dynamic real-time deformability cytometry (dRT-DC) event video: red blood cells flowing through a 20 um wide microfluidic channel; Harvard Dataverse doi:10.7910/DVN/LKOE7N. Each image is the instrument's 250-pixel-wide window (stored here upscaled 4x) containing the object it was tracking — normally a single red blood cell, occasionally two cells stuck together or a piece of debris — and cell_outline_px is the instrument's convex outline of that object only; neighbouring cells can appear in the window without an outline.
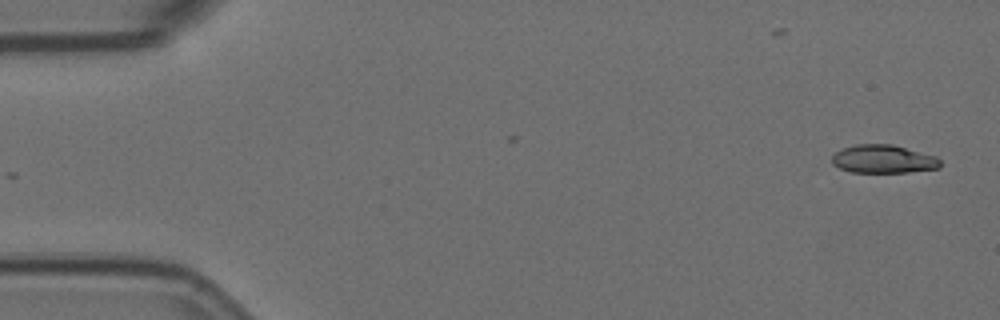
{"species": "Egyptian fruit bat (a non-hibernating species)", "species_latin": "Rousettus aegyptiacus", "temperature_condition": "room temperature", "stored_images_in_passage": 55, "camera_frame_rate_fps": 3000, "um_per_image_px": 0.085, "animal": {"sex": "female"}, "frame": {"image": 1, "passage_image": 1, "time_ms": 0.0, "image_size_px": [1000, 320], "cell_outline_px": [[940, 168], [908, 172], [852, 172], [840, 168], [832, 164], [832, 156], [836, 152], [844, 148], [856, 144], [892, 144], [936, 156], [940, 160]], "centroid_in_image_um": [75.09, 13.52], "position_along_channel_um": 9.9, "area_um2": 17.74}}
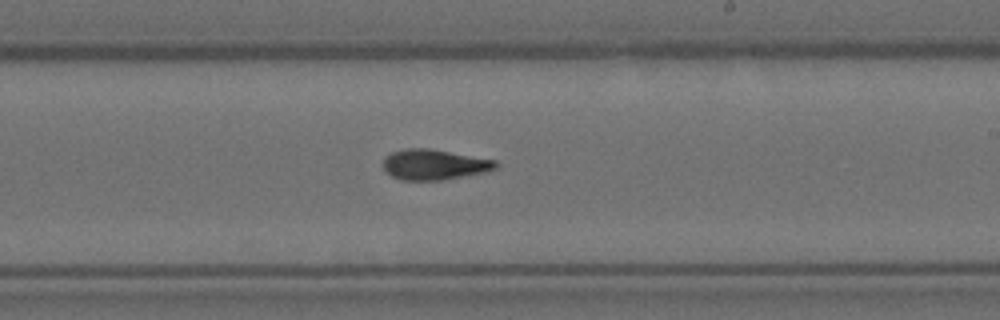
{"frame": {"image": 2, "passage_image": 32, "time_ms": 10.333, "image_size_px": [1000, 320], "cell_outline_px": [[500, 164], [496, 168], [484, 172], [440, 180], [400, 180], [392, 176], [384, 168], [384, 156], [392, 152], [404, 148], [428, 148], [496, 160]], "centroid_in_image_um": [36.9, 13.98], "position_along_channel_um": 252.1, "area_um2": 19.83}}
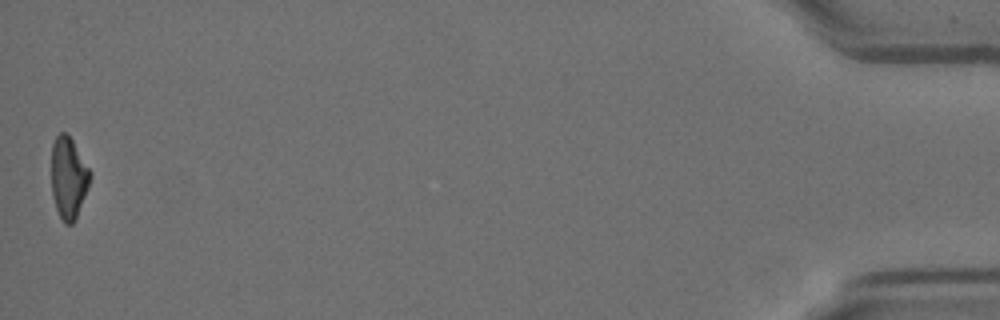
{"frame": {"image": 3, "passage_image": 55, "time_ms": 18.0, "image_size_px": [1000, 320], "cell_outline_px": [[92, 176], [88, 188], [76, 216], [72, 224], [64, 224], [56, 208], [52, 196], [52, 144], [56, 136], [60, 132], [64, 132], [72, 140], [92, 172]], "centroid_in_image_um": [5.83, 15.1], "position_along_channel_um": 429.4, "area_um2": 18.26}, "authors_computed_cell_mechanics": {"area_um2": 19.2474, "velocity_mm_per_s": 3.5938, "shape_relaxation_time_tau1_ms": null, "shape_relaxation_time_tau2_ms": 4.6518, "deformation_change_tau1": null, "deformation_change_tau2": 0.1316}}